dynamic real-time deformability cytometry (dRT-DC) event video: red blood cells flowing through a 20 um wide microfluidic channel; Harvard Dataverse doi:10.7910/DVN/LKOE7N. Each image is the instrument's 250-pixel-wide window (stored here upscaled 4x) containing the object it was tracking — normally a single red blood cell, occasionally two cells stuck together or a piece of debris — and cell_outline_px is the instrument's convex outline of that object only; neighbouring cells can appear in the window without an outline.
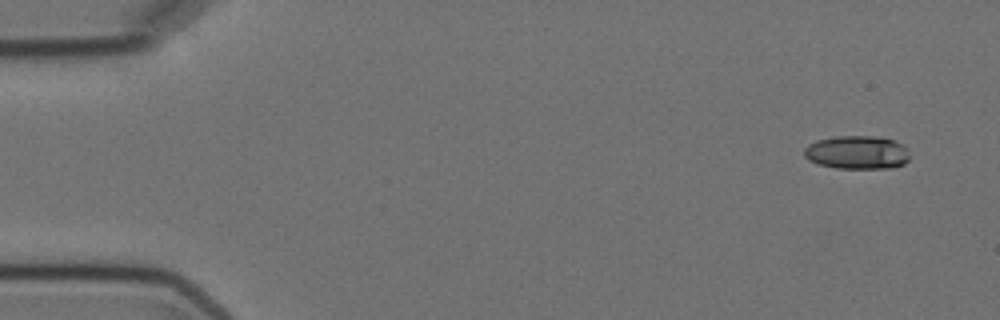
{"species": "Egyptian fruit bat (a non-hibernating species)", "species_latin": "Rousettus aegyptiacus", "temperature_condition": "cold", "stored_images_in_passage": 5, "camera_frame_rate_fps": 3000, "um_per_image_px": 0.085, "animal": {"sex": "female"}, "frame": {"image": 1, "passage_image": 1, "time_ms": 0.0, "image_size_px": [1000, 320], "cell_outline_px": [[908, 160], [904, 164], [892, 168], [836, 168], [820, 164], [808, 160], [804, 156], [804, 148], [808, 144], [816, 140], [836, 136], [872, 136], [892, 140], [908, 148]], "centroid_in_image_um": [72.83, 12.96], "position_along_channel_um": 12.2, "area_um2": 20.52}}
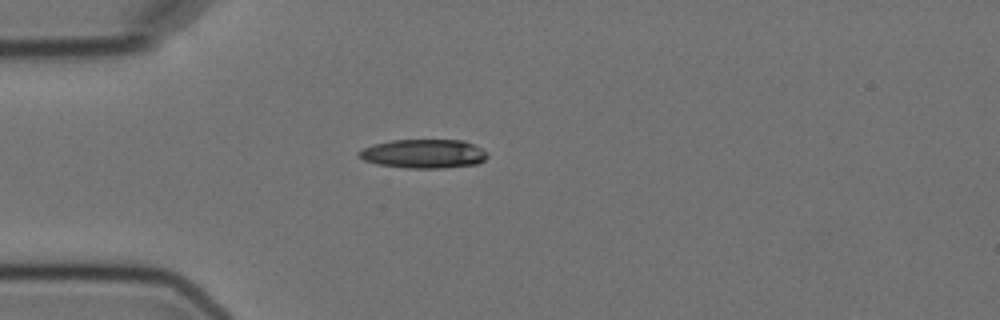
{"frame": {"image": 2, "passage_image": 4, "time_ms": 4.0, "image_size_px": [1000, 320], "cell_outline_px": [[488, 156], [484, 160], [476, 164], [440, 168], [404, 168], [376, 164], [364, 160], [356, 152], [372, 144], [392, 140], [464, 140], [488, 152]], "centroid_in_image_um": [36.0, 13.07], "position_along_channel_um": 49.0, "area_um2": 21.68}}